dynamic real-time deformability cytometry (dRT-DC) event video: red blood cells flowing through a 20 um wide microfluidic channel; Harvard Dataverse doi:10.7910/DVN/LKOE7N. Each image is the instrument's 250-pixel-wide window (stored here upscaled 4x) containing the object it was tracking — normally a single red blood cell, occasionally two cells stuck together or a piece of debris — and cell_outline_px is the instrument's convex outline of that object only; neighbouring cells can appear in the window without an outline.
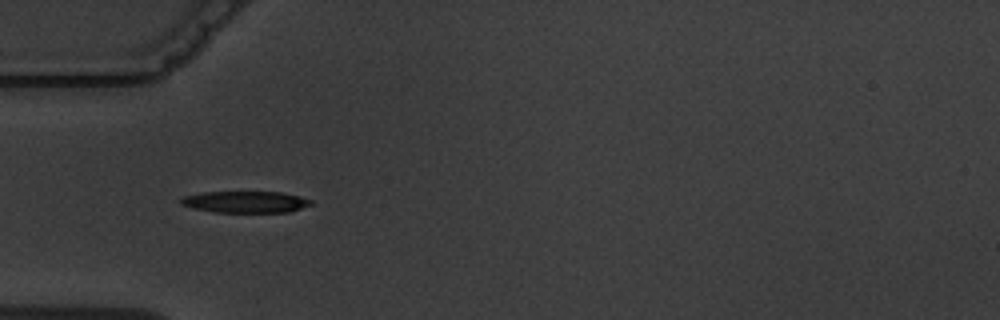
{"species": "common noctule bat (a hibernating species)", "species_latin": "Nyctalus noctula", "temperature_condition": "warm", "stored_images_in_passage": 2, "camera_frame_rate_fps": 3000, "um_per_image_px": 0.085, "animal": {"sex": "male", "body_mass_g": 19.5, "forearm_length_mm": 54.6}, "frame": {"image": 1, "passage_image": 1, "time_ms": 0.0, "image_size_px": [1000, 320], "cell_outline_px": [[312, 204], [288, 212], [216, 212], [192, 208], [180, 204], [180, 200], [184, 196], [204, 192], [280, 192], [300, 196], [312, 200]], "centroid_in_image_um": [20.85, 17.16], "position_along_channel_um": 64.1, "area_um2": 16.24}}